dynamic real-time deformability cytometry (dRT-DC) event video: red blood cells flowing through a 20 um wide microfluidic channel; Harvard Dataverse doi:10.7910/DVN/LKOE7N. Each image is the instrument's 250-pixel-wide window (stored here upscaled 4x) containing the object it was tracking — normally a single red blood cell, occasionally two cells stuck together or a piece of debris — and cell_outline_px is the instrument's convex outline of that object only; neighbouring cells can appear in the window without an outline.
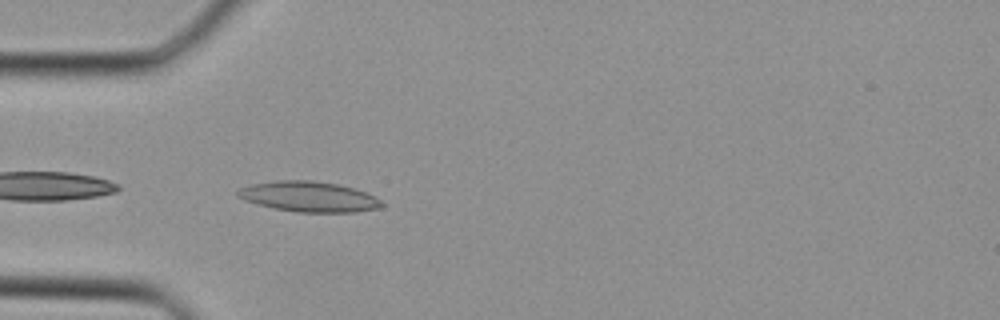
{"species": "Egyptian fruit bat (a non-hibernating species)", "species_latin": "Rousettus aegyptiacus", "temperature_condition": "cold", "stored_images_in_passage": 29, "camera_frame_rate_fps": 3000, "um_per_image_px": 0.085, "animal": {"sex": "female"}, "frame": {"image": 1, "passage_image": 6, "time_ms": 1.667, "image_size_px": [1000, 320], "cell_outline_px": [[384, 204], [380, 208], [356, 212], [296, 212], [256, 204], [244, 200], [236, 196], [236, 192], [240, 188], [252, 184], [276, 180], [312, 180], [340, 184], [376, 196]], "centroid_in_image_um": [26.25, 16.71], "position_along_channel_um": 58.7, "area_um2": 25.55}}
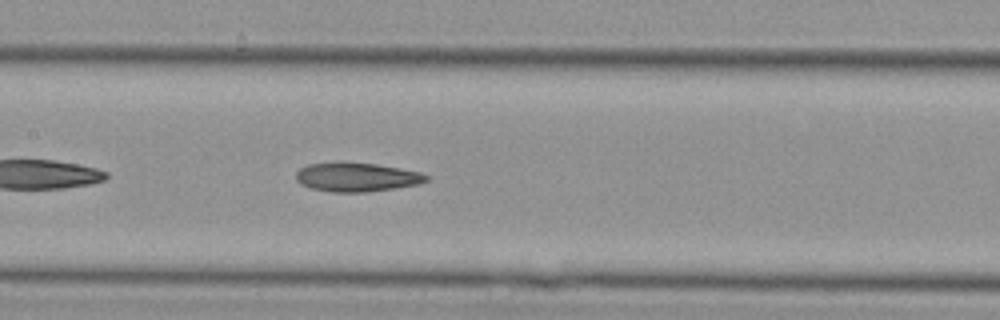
{"frame": {"image": 2, "passage_image": 13, "time_ms": 4.0, "image_size_px": [1000, 320], "cell_outline_px": [[428, 180], [420, 184], [396, 188], [364, 192], [332, 192], [312, 188], [296, 180], [296, 172], [300, 168], [308, 164], [336, 160], [340, 160], [376, 164], [400, 168], [420, 172], [428, 176]], "centroid_in_image_um": [30.31, 15.02], "position_along_channel_um": 177.1, "area_um2": 22.37}}
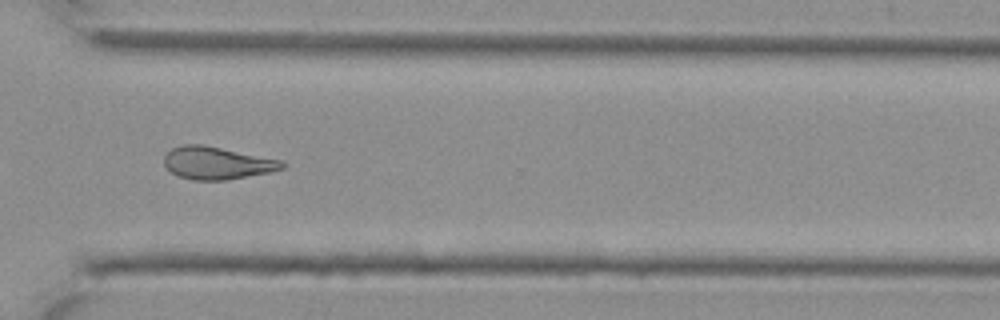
{"frame": {"image": 3, "passage_image": 23, "time_ms": 7.333, "image_size_px": [1000, 320], "cell_outline_px": [[288, 164], [284, 168], [272, 172], [228, 180], [192, 180], [180, 176], [172, 172], [164, 164], [164, 156], [172, 148], [184, 144], [204, 144], [284, 160]], "centroid_in_image_um": [18.52, 13.85], "position_along_channel_um": 352.1, "area_um2": 22.72}}